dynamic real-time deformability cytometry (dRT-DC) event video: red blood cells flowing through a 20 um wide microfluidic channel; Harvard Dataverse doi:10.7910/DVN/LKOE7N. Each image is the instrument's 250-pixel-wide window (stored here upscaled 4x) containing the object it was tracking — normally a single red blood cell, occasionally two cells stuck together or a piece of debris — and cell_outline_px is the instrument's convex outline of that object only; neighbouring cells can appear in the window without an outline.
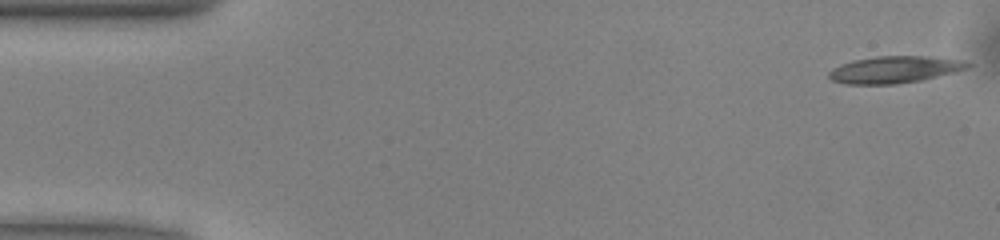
{"species": "common noctule bat (a hibernating species)", "species_latin": "Nyctalus noctula", "temperature_condition": "warm", "stored_images_in_passage": 46, "camera_frame_rate_fps": 3000, "um_per_image_px": 0.085, "animal": {"sex": "male", "body_mass_g": 13.0, "forearm_length_mm": 53.1}, "frame": {"image": 1, "passage_image": 1, "time_ms": 0.0, "image_size_px": [1000, 240], "cell_outline_px": [[972, 64], [968, 68], [956, 72], [924, 80], [896, 84], [844, 84], [832, 80], [828, 76], [828, 72], [832, 68], [840, 64], [852, 60], [876, 56], [924, 56], [964, 60]], "centroid_in_image_um": [76.04, 5.92], "position_along_channel_um": 9.0, "area_um2": 22.02}}
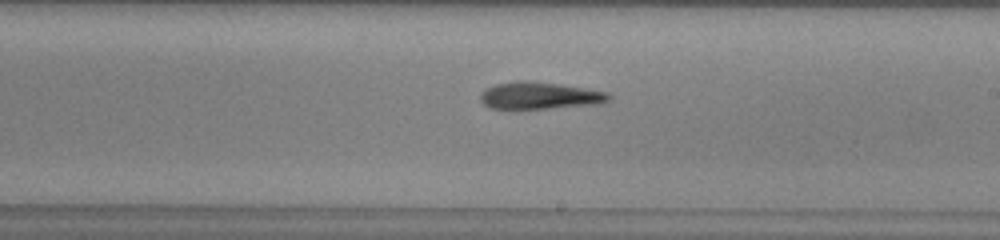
{"frame": {"image": 2, "passage_image": 28, "time_ms": 9.0, "image_size_px": [1000, 240], "cell_outline_px": [[612, 100], [600, 104], [548, 108], [488, 108], [480, 100], [480, 92], [484, 88], [496, 84], [516, 80], [524, 80], [556, 84], [584, 88], [608, 92], [612, 96]], "centroid_in_image_um": [45.87, 8.12], "position_along_channel_um": 243.1, "area_um2": 20.29}}
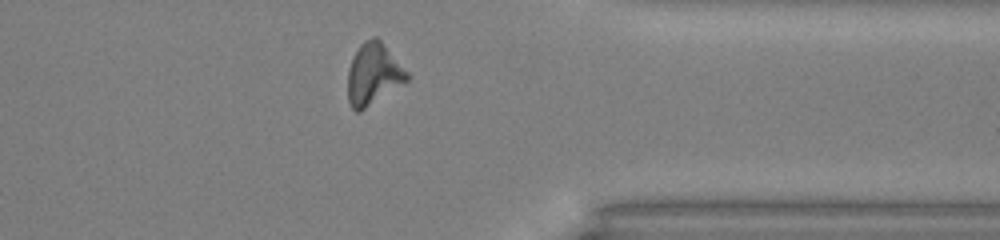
{"frame": {"image": 3, "passage_image": 39, "time_ms": 12.667, "image_size_px": [1000, 240], "cell_outline_px": [[412, 76], [408, 80], [360, 112], [356, 112], [352, 108], [348, 100], [348, 68], [360, 44], [364, 40], [372, 36], [376, 36], [380, 40]], "centroid_in_image_um": [31.74, 6.3], "position_along_channel_um": 379.7, "area_um2": 21.15}}